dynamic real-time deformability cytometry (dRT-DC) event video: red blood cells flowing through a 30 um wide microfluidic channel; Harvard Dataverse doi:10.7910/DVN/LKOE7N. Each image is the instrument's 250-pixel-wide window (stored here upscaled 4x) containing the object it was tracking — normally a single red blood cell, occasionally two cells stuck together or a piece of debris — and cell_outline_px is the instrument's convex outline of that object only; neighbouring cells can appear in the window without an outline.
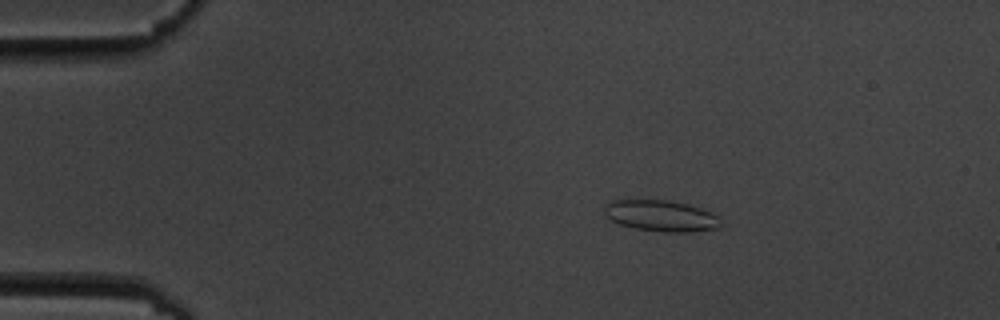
{"species": "common noctule bat (a hibernating species)", "species_latin": "Nyctalus noctula", "temperature_condition": "cold", "stored_images_in_passage": 4, "camera_frame_rate_fps": 3000, "um_per_image_px": 0.085, "animal": {"sex": "male", "body_mass_g": 19.5, "forearm_length_mm": 54.6}, "frame": {"image": 1, "passage_image": 2, "time_ms": 1.333, "image_size_px": [1000, 320], "cell_outline_px": [[724, 224], [716, 228], [692, 232], [664, 232], [636, 228], [620, 224], [604, 216], [604, 208], [608, 200], [668, 200], [688, 204], [712, 212]], "centroid_in_image_um": [56.18, 18.34], "position_along_channel_um": 28.8, "area_um2": 21.21}}